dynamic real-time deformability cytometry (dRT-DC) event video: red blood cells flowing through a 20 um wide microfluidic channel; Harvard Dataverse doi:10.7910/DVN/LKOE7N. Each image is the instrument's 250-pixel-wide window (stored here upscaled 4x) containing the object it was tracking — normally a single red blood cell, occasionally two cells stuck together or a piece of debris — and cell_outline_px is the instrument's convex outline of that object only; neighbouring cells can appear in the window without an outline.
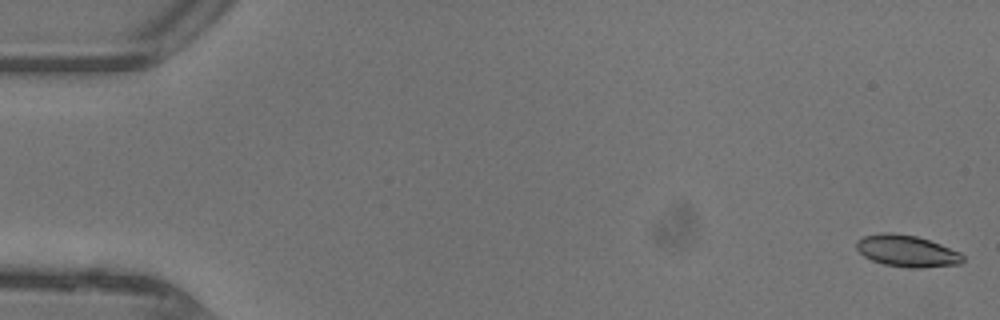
{"species": "common noctule bat (a hibernating species)", "species_latin": "Nyctalus noctula", "temperature_condition": "warm", "stored_images_in_passage": 47, "camera_frame_rate_fps": 3000, "um_per_image_px": 0.085, "animal": {"sex": "female"}, "frame": {"image": 1, "passage_image": 1, "time_ms": 0.0, "image_size_px": [1000, 320], "cell_outline_px": [[964, 260], [960, 264], [920, 268], [908, 268], [884, 264], [872, 260], [864, 256], [856, 248], [856, 240], [864, 236], [880, 232], [892, 232], [916, 236], [940, 244], [960, 252], [964, 256]], "centroid_in_image_um": [77.08, 21.33], "position_along_channel_um": 7.9, "area_um2": 19.71}}
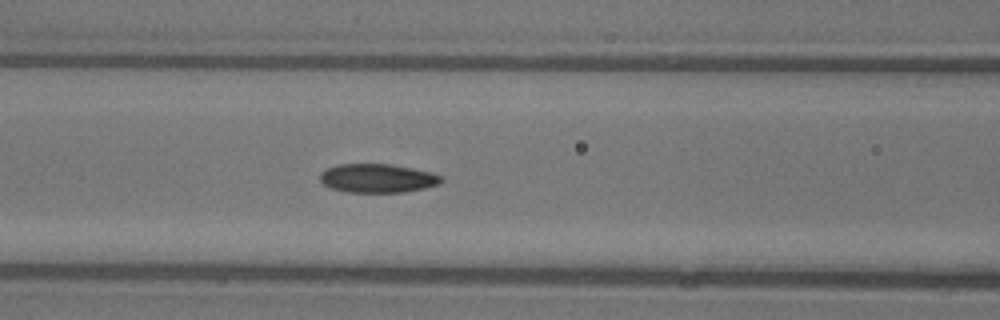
{"frame": {"image": 2, "passage_image": 20, "time_ms": 6.333, "image_size_px": [1000, 320], "cell_outline_px": [[444, 180], [440, 184], [424, 188], [404, 192], [348, 192], [332, 188], [324, 184], [320, 180], [320, 172], [336, 164], [392, 164], [432, 172], [440, 176]], "centroid_in_image_um": [32.1, 15.14], "position_along_channel_um": 134.5, "area_um2": 20.35}}
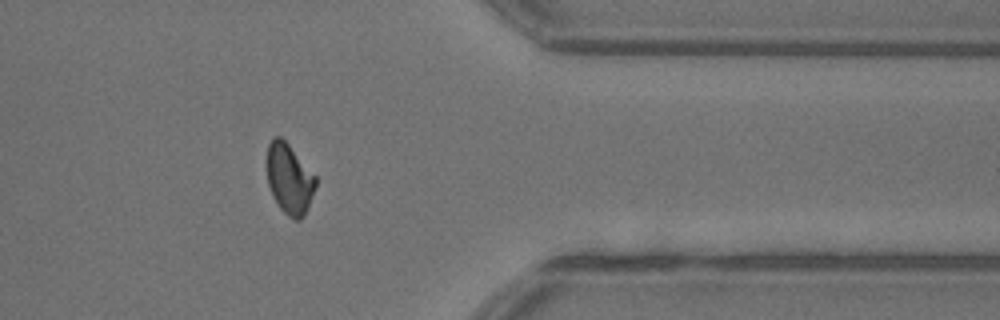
{"frame": {"image": 3, "passage_image": 38, "time_ms": 12.333, "image_size_px": [1000, 320], "cell_outline_px": [[316, 184], [308, 208], [304, 216], [300, 220], [296, 220], [288, 216], [280, 208], [268, 184], [268, 144], [272, 136], [280, 136], [288, 144], [316, 176]], "centroid_in_image_um": [24.61, 15.2], "position_along_channel_um": 386.8, "area_um2": 19.59}, "authors_computed_cell_mechanics": {"area_um2": 20.23, "velocity_mm_per_s": 4.4697, "shape_relaxation_time_tau1_ms": 5.9213, "shape_relaxation_time_tau2_ms": 2.0384, "deformation_change_tau1": 0.1764, "deformation_change_tau2": 0.0653}}